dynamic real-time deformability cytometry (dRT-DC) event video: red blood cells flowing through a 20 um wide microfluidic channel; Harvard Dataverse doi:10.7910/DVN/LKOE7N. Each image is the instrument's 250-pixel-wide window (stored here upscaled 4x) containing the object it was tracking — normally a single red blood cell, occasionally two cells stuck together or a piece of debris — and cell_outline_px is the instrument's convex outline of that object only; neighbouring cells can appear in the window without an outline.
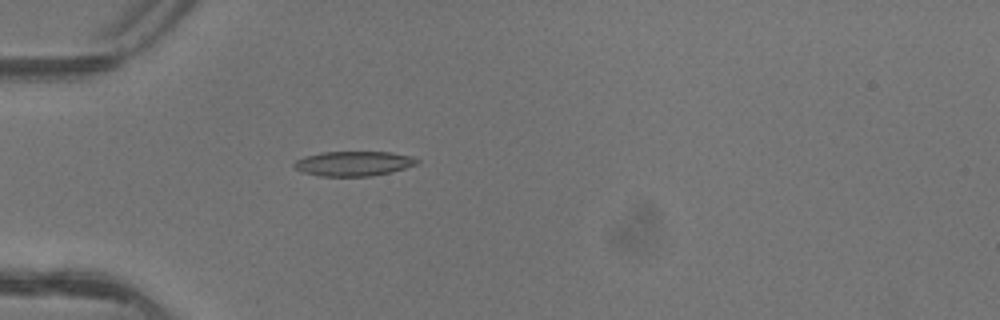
{"species": "common noctule bat (a hibernating species)", "species_latin": "Nyctalus noctula", "temperature_condition": "warm", "stored_images_in_passage": 4, "camera_frame_rate_fps": 3000, "um_per_image_px": 0.085, "animal": {"sex": "female"}, "frame": {"image": 1, "passage_image": 4, "time_ms": 1.0, "image_size_px": [1000, 320], "cell_outline_px": [[420, 160], [416, 164], [404, 168], [372, 176], [320, 176], [304, 172], [296, 168], [292, 164], [296, 160], [304, 156], [320, 152], [392, 152], [412, 156]], "centroid_in_image_um": [30.04, 13.89], "position_along_channel_um": 55.0, "area_um2": 17.63}}